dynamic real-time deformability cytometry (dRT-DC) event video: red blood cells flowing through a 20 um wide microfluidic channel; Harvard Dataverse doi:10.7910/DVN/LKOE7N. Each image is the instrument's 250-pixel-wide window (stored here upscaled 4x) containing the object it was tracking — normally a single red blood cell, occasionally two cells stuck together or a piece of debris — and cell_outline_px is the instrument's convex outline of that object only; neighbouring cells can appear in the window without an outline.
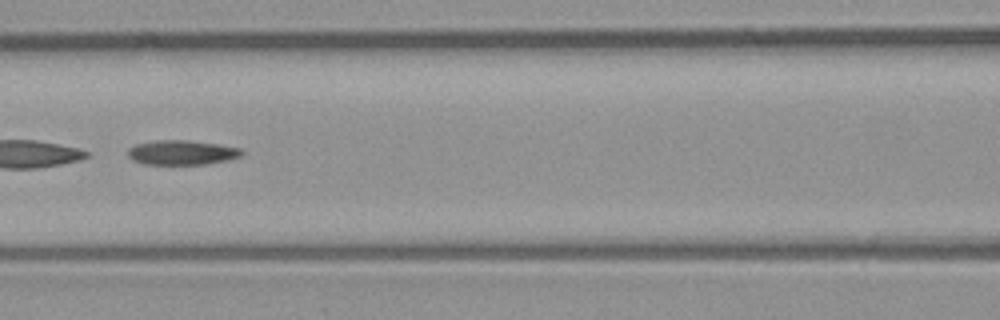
{"species": "common noctule bat (a hibernating species)", "species_latin": "Nyctalus noctula", "temperature_condition": "room temperature", "stored_images_in_passage": 36, "camera_frame_rate_fps": 3000, "um_per_image_px": 0.085, "animal": {"sex": "male", "body_mass_g": 23.1, "forearm_length_mm": 52.7}, "frame": {"image": 1, "passage_image": 11, "time_ms": 3.333, "image_size_px": [1000, 320], "cell_outline_px": [[244, 152], [240, 156], [228, 160], [208, 164], [144, 164], [132, 160], [128, 156], [128, 148], [136, 144], [156, 140], [188, 140], [220, 144], [240, 148]], "centroid_in_image_um": [15.46, 12.96], "position_along_channel_um": 151.1, "area_um2": 16.42}, "authors_computed_cell_mechanics": {"area_um2": 16.6464, "velocity_mm_per_s": 3.9444, "shape_relaxation_time_tau1_ms": 4.9326, "shape_relaxation_time_tau2_ms": null, "deformation_change_tau1": 0.158, "deformation_change_tau2": null}}